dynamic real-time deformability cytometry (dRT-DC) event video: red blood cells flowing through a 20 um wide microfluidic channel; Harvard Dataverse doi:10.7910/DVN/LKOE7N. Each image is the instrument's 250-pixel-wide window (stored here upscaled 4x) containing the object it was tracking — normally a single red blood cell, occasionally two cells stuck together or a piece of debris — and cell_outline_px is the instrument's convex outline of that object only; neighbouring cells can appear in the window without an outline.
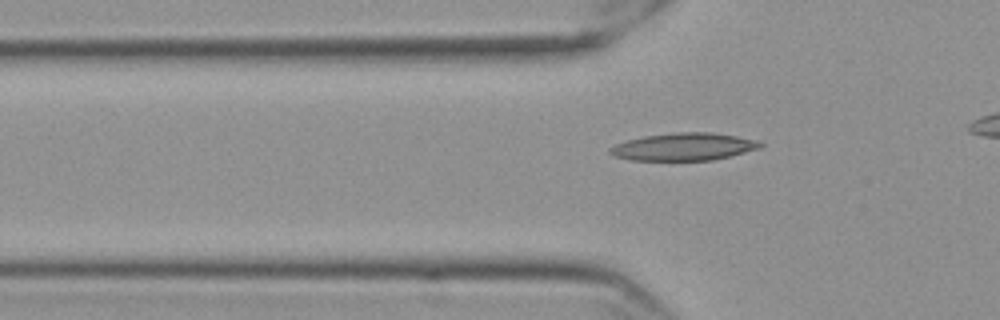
{"species": "Egyptian fruit bat (a non-hibernating species)", "species_latin": "Rousettus aegyptiacus", "temperature_condition": "cold", "stored_images_in_passage": 43, "camera_frame_rate_fps": 3000, "um_per_image_px": 0.085, "frame": {"image": 1, "passage_image": 12, "time_ms": 3.667, "image_size_px": [1000, 320], "cell_outline_px": [[764, 144], [760, 148], [712, 160], [628, 160], [616, 156], [608, 152], [608, 148], [616, 144], [628, 140], [644, 136], [676, 132], [712, 132], [736, 136], [756, 140]], "centroid_in_image_um": [58.1, 12.47], "position_along_channel_um": 67.7, "area_um2": 23.93}}
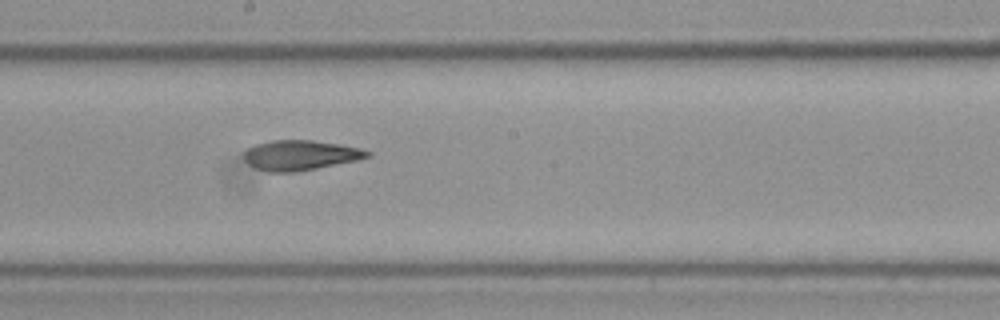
{"frame": {"image": 2, "passage_image": 25, "time_ms": 8.0, "image_size_px": [1000, 320], "cell_outline_px": [[372, 152], [368, 156], [356, 160], [296, 172], [268, 172], [256, 168], [248, 164], [244, 160], [244, 152], [248, 148], [256, 144], [272, 140], [312, 140], [360, 148]], "centroid_in_image_um": [25.47, 13.19], "position_along_channel_um": 222.7, "area_um2": 21.33}}
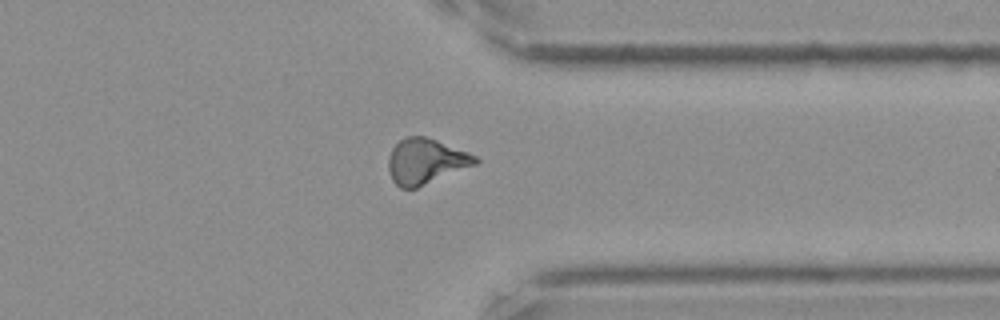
{"frame": {"image": 3, "passage_image": 38, "time_ms": 12.333, "image_size_px": [1000, 320], "cell_outline_px": [[480, 164], [416, 188], [400, 188], [392, 180], [388, 168], [388, 156], [392, 148], [400, 140], [408, 136], [424, 136], [436, 140], [468, 152], [476, 156], [480, 160]], "centroid_in_image_um": [36.21, 13.72], "position_along_channel_um": 375.2, "area_um2": 23.18}, "authors_computed_cell_mechanics": {"area_um2": 22.0218, "velocity_mm_per_s": 3.5737, "shape_relaxation_time_tau1_ms": null, "shape_relaxation_time_tau2_ms": 3.7241, "deformation_change_tau1": null, "deformation_change_tau2": 0.1149}}